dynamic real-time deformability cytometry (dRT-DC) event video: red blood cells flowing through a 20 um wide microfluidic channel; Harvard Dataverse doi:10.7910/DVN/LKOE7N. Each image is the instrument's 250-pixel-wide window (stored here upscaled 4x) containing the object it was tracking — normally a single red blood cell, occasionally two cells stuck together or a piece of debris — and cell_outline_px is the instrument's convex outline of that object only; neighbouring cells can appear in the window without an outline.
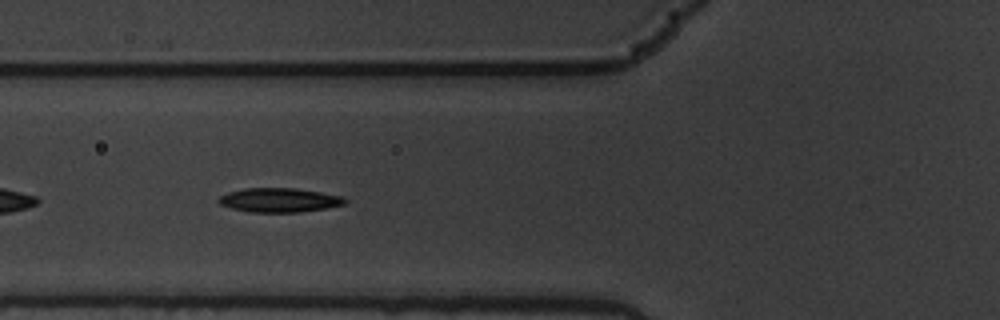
{"species": "common noctule bat (a hibernating species)", "species_latin": "Nyctalus noctula", "temperature_condition": "warm", "stored_images_in_passage": 7, "camera_frame_rate_fps": 3000, "um_per_image_px": 0.085, "animal": {"sex": "male", "body_mass_g": 19.5, "forearm_length_mm": 54.6}, "frame": {"image": 1, "passage_image": 6, "time_ms": 1.667, "image_size_px": [1000, 320], "cell_outline_px": [[348, 200], [344, 204], [324, 208], [300, 212], [248, 212], [232, 208], [220, 204], [216, 200], [220, 196], [228, 192], [244, 188], [296, 188], [344, 196]], "centroid_in_image_um": [23.73, 17.0], "position_along_channel_um": 102.1, "area_um2": 17.8}}